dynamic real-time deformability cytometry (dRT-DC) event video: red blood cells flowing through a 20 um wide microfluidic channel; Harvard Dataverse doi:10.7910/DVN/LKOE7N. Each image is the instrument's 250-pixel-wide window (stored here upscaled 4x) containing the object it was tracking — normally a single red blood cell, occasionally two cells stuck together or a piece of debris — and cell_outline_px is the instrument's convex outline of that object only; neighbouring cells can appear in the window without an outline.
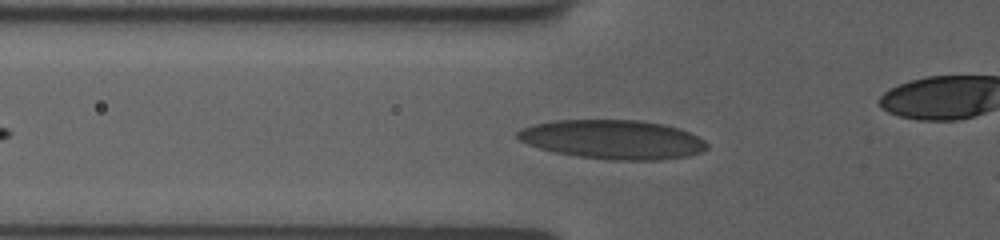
{"species": "human", "species_latin": "Homo sapiens", "temperature_condition": "room temperature", "stored_images_in_passage": 6, "camera_frame_rate_fps": 3000, "um_per_image_px": 0.085, "donor": {"sex": "female"}, "frame": {"image": 1, "passage_image": 3, "time_ms": 0.667, "image_size_px": [1000, 240], "cell_outline_px": [[708, 148], [700, 152], [688, 156], [660, 160], [608, 160], [580, 156], [556, 152], [540, 148], [528, 144], [520, 140], [516, 136], [516, 132], [520, 128], [532, 124], [556, 120], [640, 120], [664, 124], [688, 132], [704, 140], [708, 144]], "centroid_in_image_um": [52.08, 11.85], "position_along_channel_um": 73.7, "area_um2": 43.12}}